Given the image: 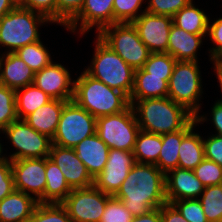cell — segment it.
<instances>
[{
  "label": "cell",
  "mask_w": 222,
  "mask_h": 222,
  "mask_svg": "<svg viewBox=\"0 0 222 222\" xmlns=\"http://www.w3.org/2000/svg\"><path fill=\"white\" fill-rule=\"evenodd\" d=\"M193 171L205 187L222 184V167L212 160L204 158Z\"/></svg>",
  "instance_id": "obj_37"
},
{
  "label": "cell",
  "mask_w": 222,
  "mask_h": 222,
  "mask_svg": "<svg viewBox=\"0 0 222 222\" xmlns=\"http://www.w3.org/2000/svg\"><path fill=\"white\" fill-rule=\"evenodd\" d=\"M35 72L15 53H0V84L18 90L33 84Z\"/></svg>",
  "instance_id": "obj_19"
},
{
  "label": "cell",
  "mask_w": 222,
  "mask_h": 222,
  "mask_svg": "<svg viewBox=\"0 0 222 222\" xmlns=\"http://www.w3.org/2000/svg\"><path fill=\"white\" fill-rule=\"evenodd\" d=\"M211 21L209 18L207 36L213 43V47L208 50L209 60L212 62L222 55V17L216 18V20L214 18L213 22Z\"/></svg>",
  "instance_id": "obj_43"
},
{
  "label": "cell",
  "mask_w": 222,
  "mask_h": 222,
  "mask_svg": "<svg viewBox=\"0 0 222 222\" xmlns=\"http://www.w3.org/2000/svg\"><path fill=\"white\" fill-rule=\"evenodd\" d=\"M1 134V133H0ZM1 138V137H0ZM2 141L0 140V163L5 161L7 158H6V154L3 152V151H6L4 150L5 148L3 147L4 145H2L3 143H1ZM4 153V154H3Z\"/></svg>",
  "instance_id": "obj_51"
},
{
  "label": "cell",
  "mask_w": 222,
  "mask_h": 222,
  "mask_svg": "<svg viewBox=\"0 0 222 222\" xmlns=\"http://www.w3.org/2000/svg\"><path fill=\"white\" fill-rule=\"evenodd\" d=\"M131 222H162L161 207L153 209L144 215L133 217Z\"/></svg>",
  "instance_id": "obj_48"
},
{
  "label": "cell",
  "mask_w": 222,
  "mask_h": 222,
  "mask_svg": "<svg viewBox=\"0 0 222 222\" xmlns=\"http://www.w3.org/2000/svg\"><path fill=\"white\" fill-rule=\"evenodd\" d=\"M168 203L180 199H198L205 189L193 170L177 167L165 175Z\"/></svg>",
  "instance_id": "obj_18"
},
{
  "label": "cell",
  "mask_w": 222,
  "mask_h": 222,
  "mask_svg": "<svg viewBox=\"0 0 222 222\" xmlns=\"http://www.w3.org/2000/svg\"><path fill=\"white\" fill-rule=\"evenodd\" d=\"M210 113H211L210 116L208 115V113H207V116H206V114L203 115V114L197 113L195 115V120H196L197 126H199V124L200 125L204 124V122L210 121L213 124V127L215 129V131H214L215 134L222 136V104L215 101L211 107ZM208 116L211 118H208Z\"/></svg>",
  "instance_id": "obj_46"
},
{
  "label": "cell",
  "mask_w": 222,
  "mask_h": 222,
  "mask_svg": "<svg viewBox=\"0 0 222 222\" xmlns=\"http://www.w3.org/2000/svg\"><path fill=\"white\" fill-rule=\"evenodd\" d=\"M172 204L188 222H208L199 199H180Z\"/></svg>",
  "instance_id": "obj_38"
},
{
  "label": "cell",
  "mask_w": 222,
  "mask_h": 222,
  "mask_svg": "<svg viewBox=\"0 0 222 222\" xmlns=\"http://www.w3.org/2000/svg\"><path fill=\"white\" fill-rule=\"evenodd\" d=\"M194 127L181 141L178 167L194 170L204 159L203 136Z\"/></svg>",
  "instance_id": "obj_28"
},
{
  "label": "cell",
  "mask_w": 222,
  "mask_h": 222,
  "mask_svg": "<svg viewBox=\"0 0 222 222\" xmlns=\"http://www.w3.org/2000/svg\"><path fill=\"white\" fill-rule=\"evenodd\" d=\"M168 83L165 77L148 76V72L143 68L136 69L129 100L168 97Z\"/></svg>",
  "instance_id": "obj_25"
},
{
  "label": "cell",
  "mask_w": 222,
  "mask_h": 222,
  "mask_svg": "<svg viewBox=\"0 0 222 222\" xmlns=\"http://www.w3.org/2000/svg\"><path fill=\"white\" fill-rule=\"evenodd\" d=\"M73 149L93 178L103 171L110 148L96 133L84 138Z\"/></svg>",
  "instance_id": "obj_21"
},
{
  "label": "cell",
  "mask_w": 222,
  "mask_h": 222,
  "mask_svg": "<svg viewBox=\"0 0 222 222\" xmlns=\"http://www.w3.org/2000/svg\"><path fill=\"white\" fill-rule=\"evenodd\" d=\"M74 79L73 101L95 118L123 112L130 106L129 98L122 92L81 72Z\"/></svg>",
  "instance_id": "obj_3"
},
{
  "label": "cell",
  "mask_w": 222,
  "mask_h": 222,
  "mask_svg": "<svg viewBox=\"0 0 222 222\" xmlns=\"http://www.w3.org/2000/svg\"><path fill=\"white\" fill-rule=\"evenodd\" d=\"M139 131L131 105L118 114L97 118L96 134L110 149L133 152Z\"/></svg>",
  "instance_id": "obj_8"
},
{
  "label": "cell",
  "mask_w": 222,
  "mask_h": 222,
  "mask_svg": "<svg viewBox=\"0 0 222 222\" xmlns=\"http://www.w3.org/2000/svg\"><path fill=\"white\" fill-rule=\"evenodd\" d=\"M111 197L92 185L87 188L72 189L61 204L67 210L72 222H100L107 201Z\"/></svg>",
  "instance_id": "obj_11"
},
{
  "label": "cell",
  "mask_w": 222,
  "mask_h": 222,
  "mask_svg": "<svg viewBox=\"0 0 222 222\" xmlns=\"http://www.w3.org/2000/svg\"><path fill=\"white\" fill-rule=\"evenodd\" d=\"M95 37L93 58L84 71L129 98L133 90L135 70L97 35Z\"/></svg>",
  "instance_id": "obj_4"
},
{
  "label": "cell",
  "mask_w": 222,
  "mask_h": 222,
  "mask_svg": "<svg viewBox=\"0 0 222 222\" xmlns=\"http://www.w3.org/2000/svg\"><path fill=\"white\" fill-rule=\"evenodd\" d=\"M205 37H207V34L188 33L172 24L167 53L174 57L176 61L199 62L197 53Z\"/></svg>",
  "instance_id": "obj_20"
},
{
  "label": "cell",
  "mask_w": 222,
  "mask_h": 222,
  "mask_svg": "<svg viewBox=\"0 0 222 222\" xmlns=\"http://www.w3.org/2000/svg\"><path fill=\"white\" fill-rule=\"evenodd\" d=\"M133 215L125 208L121 200L112 196L106 204L100 222H131Z\"/></svg>",
  "instance_id": "obj_40"
},
{
  "label": "cell",
  "mask_w": 222,
  "mask_h": 222,
  "mask_svg": "<svg viewBox=\"0 0 222 222\" xmlns=\"http://www.w3.org/2000/svg\"><path fill=\"white\" fill-rule=\"evenodd\" d=\"M15 190L11 169V161L6 159L0 163V201Z\"/></svg>",
  "instance_id": "obj_45"
},
{
  "label": "cell",
  "mask_w": 222,
  "mask_h": 222,
  "mask_svg": "<svg viewBox=\"0 0 222 222\" xmlns=\"http://www.w3.org/2000/svg\"><path fill=\"white\" fill-rule=\"evenodd\" d=\"M16 6H20L25 0H12Z\"/></svg>",
  "instance_id": "obj_52"
},
{
  "label": "cell",
  "mask_w": 222,
  "mask_h": 222,
  "mask_svg": "<svg viewBox=\"0 0 222 222\" xmlns=\"http://www.w3.org/2000/svg\"><path fill=\"white\" fill-rule=\"evenodd\" d=\"M134 216L167 203L165 174L154 164L135 163L114 195Z\"/></svg>",
  "instance_id": "obj_1"
},
{
  "label": "cell",
  "mask_w": 222,
  "mask_h": 222,
  "mask_svg": "<svg viewBox=\"0 0 222 222\" xmlns=\"http://www.w3.org/2000/svg\"><path fill=\"white\" fill-rule=\"evenodd\" d=\"M15 190L33 196L38 203H44L46 186V157L11 161Z\"/></svg>",
  "instance_id": "obj_12"
},
{
  "label": "cell",
  "mask_w": 222,
  "mask_h": 222,
  "mask_svg": "<svg viewBox=\"0 0 222 222\" xmlns=\"http://www.w3.org/2000/svg\"><path fill=\"white\" fill-rule=\"evenodd\" d=\"M85 0H57V24L66 25L79 13Z\"/></svg>",
  "instance_id": "obj_41"
},
{
  "label": "cell",
  "mask_w": 222,
  "mask_h": 222,
  "mask_svg": "<svg viewBox=\"0 0 222 222\" xmlns=\"http://www.w3.org/2000/svg\"><path fill=\"white\" fill-rule=\"evenodd\" d=\"M37 205L33 196L14 190L0 201V222H27Z\"/></svg>",
  "instance_id": "obj_22"
},
{
  "label": "cell",
  "mask_w": 222,
  "mask_h": 222,
  "mask_svg": "<svg viewBox=\"0 0 222 222\" xmlns=\"http://www.w3.org/2000/svg\"><path fill=\"white\" fill-rule=\"evenodd\" d=\"M17 119L15 90L0 84V133Z\"/></svg>",
  "instance_id": "obj_36"
},
{
  "label": "cell",
  "mask_w": 222,
  "mask_h": 222,
  "mask_svg": "<svg viewBox=\"0 0 222 222\" xmlns=\"http://www.w3.org/2000/svg\"><path fill=\"white\" fill-rule=\"evenodd\" d=\"M161 147L162 135L140 130L133 150L135 162L156 165Z\"/></svg>",
  "instance_id": "obj_30"
},
{
  "label": "cell",
  "mask_w": 222,
  "mask_h": 222,
  "mask_svg": "<svg viewBox=\"0 0 222 222\" xmlns=\"http://www.w3.org/2000/svg\"><path fill=\"white\" fill-rule=\"evenodd\" d=\"M96 124L97 118L73 100L68 101L63 107L52 144L74 148L84 138L96 133Z\"/></svg>",
  "instance_id": "obj_9"
},
{
  "label": "cell",
  "mask_w": 222,
  "mask_h": 222,
  "mask_svg": "<svg viewBox=\"0 0 222 222\" xmlns=\"http://www.w3.org/2000/svg\"><path fill=\"white\" fill-rule=\"evenodd\" d=\"M20 7L42 14L57 25V0H25Z\"/></svg>",
  "instance_id": "obj_42"
},
{
  "label": "cell",
  "mask_w": 222,
  "mask_h": 222,
  "mask_svg": "<svg viewBox=\"0 0 222 222\" xmlns=\"http://www.w3.org/2000/svg\"><path fill=\"white\" fill-rule=\"evenodd\" d=\"M140 130L158 135L184 129L194 118L183 105L169 97L129 100Z\"/></svg>",
  "instance_id": "obj_2"
},
{
  "label": "cell",
  "mask_w": 222,
  "mask_h": 222,
  "mask_svg": "<svg viewBox=\"0 0 222 222\" xmlns=\"http://www.w3.org/2000/svg\"><path fill=\"white\" fill-rule=\"evenodd\" d=\"M196 126L194 118L184 129L162 135V147L156 166L165 175L178 167L181 141Z\"/></svg>",
  "instance_id": "obj_24"
},
{
  "label": "cell",
  "mask_w": 222,
  "mask_h": 222,
  "mask_svg": "<svg viewBox=\"0 0 222 222\" xmlns=\"http://www.w3.org/2000/svg\"><path fill=\"white\" fill-rule=\"evenodd\" d=\"M192 0H148L146 12L154 15L173 17Z\"/></svg>",
  "instance_id": "obj_39"
},
{
  "label": "cell",
  "mask_w": 222,
  "mask_h": 222,
  "mask_svg": "<svg viewBox=\"0 0 222 222\" xmlns=\"http://www.w3.org/2000/svg\"><path fill=\"white\" fill-rule=\"evenodd\" d=\"M2 134L15 149L13 153L5 155L10 161L49 157L52 139L34 130L25 120L17 119L12 122Z\"/></svg>",
  "instance_id": "obj_10"
},
{
  "label": "cell",
  "mask_w": 222,
  "mask_h": 222,
  "mask_svg": "<svg viewBox=\"0 0 222 222\" xmlns=\"http://www.w3.org/2000/svg\"><path fill=\"white\" fill-rule=\"evenodd\" d=\"M97 36L134 70L142 68L151 54L132 23H114L104 27Z\"/></svg>",
  "instance_id": "obj_7"
},
{
  "label": "cell",
  "mask_w": 222,
  "mask_h": 222,
  "mask_svg": "<svg viewBox=\"0 0 222 222\" xmlns=\"http://www.w3.org/2000/svg\"><path fill=\"white\" fill-rule=\"evenodd\" d=\"M46 186L44 203H62L72 191L64 174L49 157H46Z\"/></svg>",
  "instance_id": "obj_26"
},
{
  "label": "cell",
  "mask_w": 222,
  "mask_h": 222,
  "mask_svg": "<svg viewBox=\"0 0 222 222\" xmlns=\"http://www.w3.org/2000/svg\"><path fill=\"white\" fill-rule=\"evenodd\" d=\"M199 62L176 61L168 83V97L196 115L202 110V72ZM200 101V102H199Z\"/></svg>",
  "instance_id": "obj_6"
},
{
  "label": "cell",
  "mask_w": 222,
  "mask_h": 222,
  "mask_svg": "<svg viewBox=\"0 0 222 222\" xmlns=\"http://www.w3.org/2000/svg\"><path fill=\"white\" fill-rule=\"evenodd\" d=\"M213 63V72L216 74V78L218 79V83L220 87V91L222 93V66L217 61H212ZM222 104V99L215 100Z\"/></svg>",
  "instance_id": "obj_50"
},
{
  "label": "cell",
  "mask_w": 222,
  "mask_h": 222,
  "mask_svg": "<svg viewBox=\"0 0 222 222\" xmlns=\"http://www.w3.org/2000/svg\"><path fill=\"white\" fill-rule=\"evenodd\" d=\"M27 222H72L61 203H38Z\"/></svg>",
  "instance_id": "obj_34"
},
{
  "label": "cell",
  "mask_w": 222,
  "mask_h": 222,
  "mask_svg": "<svg viewBox=\"0 0 222 222\" xmlns=\"http://www.w3.org/2000/svg\"><path fill=\"white\" fill-rule=\"evenodd\" d=\"M68 101L52 99L29 114L24 120L34 130L53 139L63 107Z\"/></svg>",
  "instance_id": "obj_23"
},
{
  "label": "cell",
  "mask_w": 222,
  "mask_h": 222,
  "mask_svg": "<svg viewBox=\"0 0 222 222\" xmlns=\"http://www.w3.org/2000/svg\"><path fill=\"white\" fill-rule=\"evenodd\" d=\"M132 24L151 53H167L172 17L143 12Z\"/></svg>",
  "instance_id": "obj_15"
},
{
  "label": "cell",
  "mask_w": 222,
  "mask_h": 222,
  "mask_svg": "<svg viewBox=\"0 0 222 222\" xmlns=\"http://www.w3.org/2000/svg\"><path fill=\"white\" fill-rule=\"evenodd\" d=\"M216 61L222 66V55Z\"/></svg>",
  "instance_id": "obj_53"
},
{
  "label": "cell",
  "mask_w": 222,
  "mask_h": 222,
  "mask_svg": "<svg viewBox=\"0 0 222 222\" xmlns=\"http://www.w3.org/2000/svg\"><path fill=\"white\" fill-rule=\"evenodd\" d=\"M51 100L50 96L34 84L16 90L15 101L18 118L24 120L29 114Z\"/></svg>",
  "instance_id": "obj_29"
},
{
  "label": "cell",
  "mask_w": 222,
  "mask_h": 222,
  "mask_svg": "<svg viewBox=\"0 0 222 222\" xmlns=\"http://www.w3.org/2000/svg\"><path fill=\"white\" fill-rule=\"evenodd\" d=\"M193 0L178 11L173 17L172 22L176 27L192 34H207L209 16L203 9L196 7Z\"/></svg>",
  "instance_id": "obj_27"
},
{
  "label": "cell",
  "mask_w": 222,
  "mask_h": 222,
  "mask_svg": "<svg viewBox=\"0 0 222 222\" xmlns=\"http://www.w3.org/2000/svg\"><path fill=\"white\" fill-rule=\"evenodd\" d=\"M16 7L12 0H0V19Z\"/></svg>",
  "instance_id": "obj_49"
},
{
  "label": "cell",
  "mask_w": 222,
  "mask_h": 222,
  "mask_svg": "<svg viewBox=\"0 0 222 222\" xmlns=\"http://www.w3.org/2000/svg\"><path fill=\"white\" fill-rule=\"evenodd\" d=\"M162 222H188L172 203H165L161 206Z\"/></svg>",
  "instance_id": "obj_47"
},
{
  "label": "cell",
  "mask_w": 222,
  "mask_h": 222,
  "mask_svg": "<svg viewBox=\"0 0 222 222\" xmlns=\"http://www.w3.org/2000/svg\"><path fill=\"white\" fill-rule=\"evenodd\" d=\"M204 158L216 162L222 167V136L210 134L207 138L203 137Z\"/></svg>",
  "instance_id": "obj_44"
},
{
  "label": "cell",
  "mask_w": 222,
  "mask_h": 222,
  "mask_svg": "<svg viewBox=\"0 0 222 222\" xmlns=\"http://www.w3.org/2000/svg\"><path fill=\"white\" fill-rule=\"evenodd\" d=\"M146 1L147 0H114V23H132L143 12L146 11L144 8L146 7V4H144Z\"/></svg>",
  "instance_id": "obj_35"
},
{
  "label": "cell",
  "mask_w": 222,
  "mask_h": 222,
  "mask_svg": "<svg viewBox=\"0 0 222 222\" xmlns=\"http://www.w3.org/2000/svg\"><path fill=\"white\" fill-rule=\"evenodd\" d=\"M49 158L64 174L71 189L87 188L93 185L94 178L79 159L73 148L51 145Z\"/></svg>",
  "instance_id": "obj_17"
},
{
  "label": "cell",
  "mask_w": 222,
  "mask_h": 222,
  "mask_svg": "<svg viewBox=\"0 0 222 222\" xmlns=\"http://www.w3.org/2000/svg\"><path fill=\"white\" fill-rule=\"evenodd\" d=\"M198 199L208 222H222V184L205 187Z\"/></svg>",
  "instance_id": "obj_32"
},
{
  "label": "cell",
  "mask_w": 222,
  "mask_h": 222,
  "mask_svg": "<svg viewBox=\"0 0 222 222\" xmlns=\"http://www.w3.org/2000/svg\"><path fill=\"white\" fill-rule=\"evenodd\" d=\"M33 84L52 99L71 101L74 95V80L69 70L61 63L52 61L36 72Z\"/></svg>",
  "instance_id": "obj_16"
},
{
  "label": "cell",
  "mask_w": 222,
  "mask_h": 222,
  "mask_svg": "<svg viewBox=\"0 0 222 222\" xmlns=\"http://www.w3.org/2000/svg\"><path fill=\"white\" fill-rule=\"evenodd\" d=\"M52 24L45 16L16 6L0 19V48L2 53H15L23 46L41 40L40 28Z\"/></svg>",
  "instance_id": "obj_5"
},
{
  "label": "cell",
  "mask_w": 222,
  "mask_h": 222,
  "mask_svg": "<svg viewBox=\"0 0 222 222\" xmlns=\"http://www.w3.org/2000/svg\"><path fill=\"white\" fill-rule=\"evenodd\" d=\"M133 152L110 149L107 163L94 178L93 185L102 192L114 196L135 164Z\"/></svg>",
  "instance_id": "obj_14"
},
{
  "label": "cell",
  "mask_w": 222,
  "mask_h": 222,
  "mask_svg": "<svg viewBox=\"0 0 222 222\" xmlns=\"http://www.w3.org/2000/svg\"><path fill=\"white\" fill-rule=\"evenodd\" d=\"M176 59L168 53H151L148 60L143 65V69L148 72V76L165 77L170 81Z\"/></svg>",
  "instance_id": "obj_33"
},
{
  "label": "cell",
  "mask_w": 222,
  "mask_h": 222,
  "mask_svg": "<svg viewBox=\"0 0 222 222\" xmlns=\"http://www.w3.org/2000/svg\"><path fill=\"white\" fill-rule=\"evenodd\" d=\"M114 0H85L79 13L66 25L73 35L85 36L96 28V35L106 26L114 24Z\"/></svg>",
  "instance_id": "obj_13"
},
{
  "label": "cell",
  "mask_w": 222,
  "mask_h": 222,
  "mask_svg": "<svg viewBox=\"0 0 222 222\" xmlns=\"http://www.w3.org/2000/svg\"><path fill=\"white\" fill-rule=\"evenodd\" d=\"M15 54L35 73L41 71L53 61L49 49H47L42 40L21 47Z\"/></svg>",
  "instance_id": "obj_31"
}]
</instances>
